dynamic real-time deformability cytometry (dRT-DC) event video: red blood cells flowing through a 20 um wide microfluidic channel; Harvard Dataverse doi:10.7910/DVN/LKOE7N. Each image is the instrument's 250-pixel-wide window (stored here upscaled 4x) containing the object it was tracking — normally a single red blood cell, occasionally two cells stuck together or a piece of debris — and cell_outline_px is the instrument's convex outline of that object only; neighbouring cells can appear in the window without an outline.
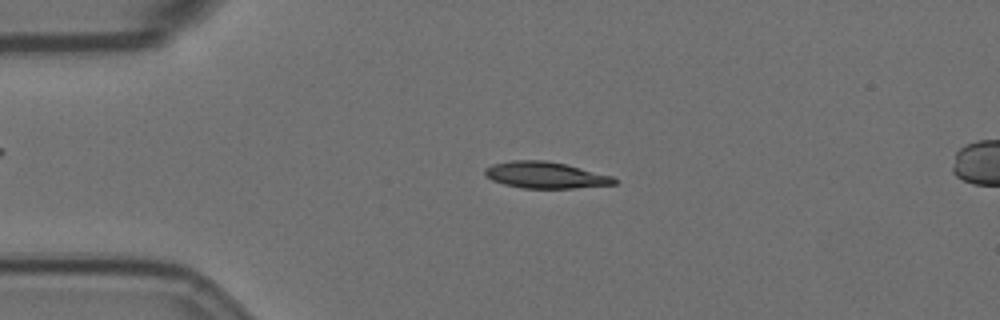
{"species": "Egyptian fruit bat (a non-hibernating species)", "species_latin": "Rousettus aegyptiacus", "temperature_condition": "room temperature", "stored_images_in_passage": 55, "camera_frame_rate_fps": 3000, "um_per_image_px": 0.085, "animal": {"sex": "female"}, "frame": {"image": 1, "passage_image": 12, "time_ms": 3.667, "image_size_px": [1000, 320], "cell_outline_px": [[616, 184], [576, 188], [520, 188], [504, 184], [492, 180], [484, 176], [484, 168], [492, 164], [512, 160], [544, 160], [564, 164], [612, 176], [616, 180]], "centroid_in_image_um": [46.3, 14.88], "position_along_channel_um": 38.7, "area_um2": 19.88}}
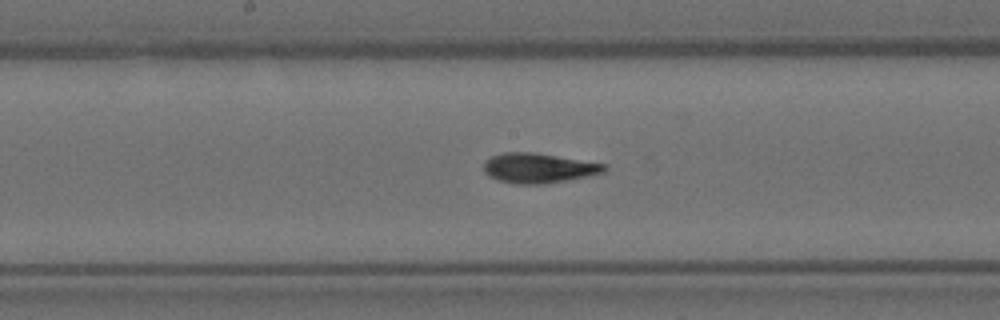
{"frame": {"image": 2, "passage_image": 28, "time_ms": 9.0, "image_size_px": [1000, 320], "cell_outline_px": [[608, 168], [604, 172], [568, 180], [544, 184], [516, 184], [500, 180], [488, 176], [484, 172], [484, 160], [492, 156], [504, 152], [532, 152], [608, 164]], "centroid_in_image_um": [45.78, 14.28], "position_along_channel_um": 202.4, "area_um2": 20.98}}
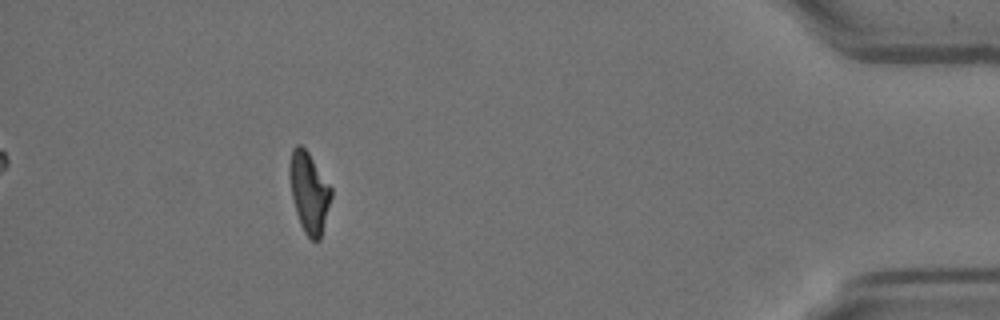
{"frame": {"image": 3, "passage_image": 50, "time_ms": 16.333, "image_size_px": [1000, 320], "cell_outline_px": [[332, 196], [320, 240], [312, 240], [304, 232], [300, 224], [296, 212], [292, 196], [288, 172], [288, 168], [292, 148], [296, 144], [300, 144], [308, 152], [332, 188]], "centroid_in_image_um": [26.26, 16.33], "position_along_channel_um": 408.9, "area_um2": 19.54}, "authors_computed_cell_mechanics": {"area_um2": 20.0566, "velocity_mm_per_s": 3.6039, "shape_relaxation_time_tau1_ms": 4.0432, "shape_relaxation_time_tau2_ms": 2.6354, "deformation_change_tau1": 0.174, "deformation_change_tau2": 0.0868}}